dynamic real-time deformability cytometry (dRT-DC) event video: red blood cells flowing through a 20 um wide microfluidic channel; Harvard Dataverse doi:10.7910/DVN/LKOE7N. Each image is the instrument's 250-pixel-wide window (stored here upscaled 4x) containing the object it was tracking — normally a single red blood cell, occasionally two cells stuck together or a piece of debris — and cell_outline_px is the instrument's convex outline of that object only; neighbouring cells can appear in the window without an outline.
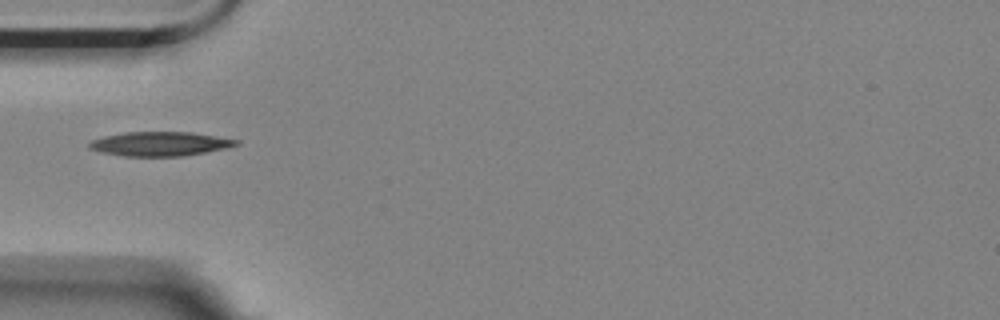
{"species": "Egyptian fruit bat (a non-hibernating species)", "species_latin": "Rousettus aegyptiacus", "temperature_condition": "room temperature", "stored_images_in_passage": 11, "camera_frame_rate_fps": 3000, "um_per_image_px": 0.085, "animal": {"sex": "female"}, "frame": {"image": 1, "passage_image": 1, "time_ms": 0.0, "image_size_px": [1000, 320], "cell_outline_px": [[240, 144], [224, 148], [184, 156], [124, 156], [100, 152], [88, 148], [88, 144], [92, 140], [104, 136], [124, 132], [192, 132], [240, 140]], "centroid_in_image_um": [13.58, 12.22], "position_along_channel_um": 71.4, "area_um2": 20.69}}
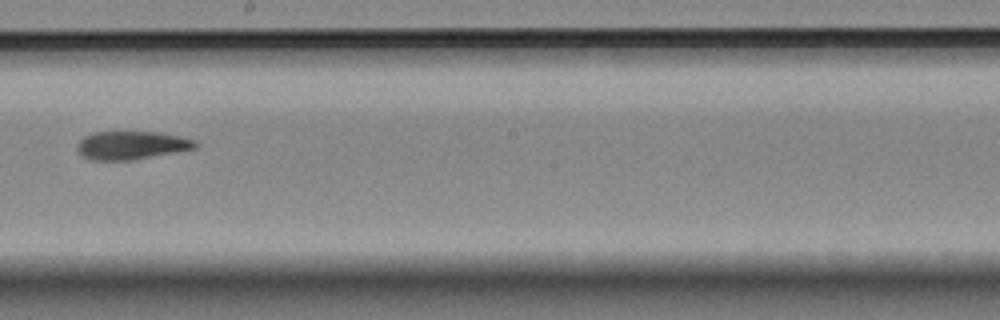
{"frame": {"image": 2, "passage_image": 5, "time_ms": 1.333, "image_size_px": [1000, 320], "cell_outline_px": [[200, 144], [196, 148], [128, 160], [92, 160], [80, 156], [76, 148], [76, 144], [84, 136], [92, 132], [160, 132], [180, 136], [196, 140]], "centroid_in_image_um": [11.14, 12.34], "position_along_channel_um": 237.1, "area_um2": 19.48}}
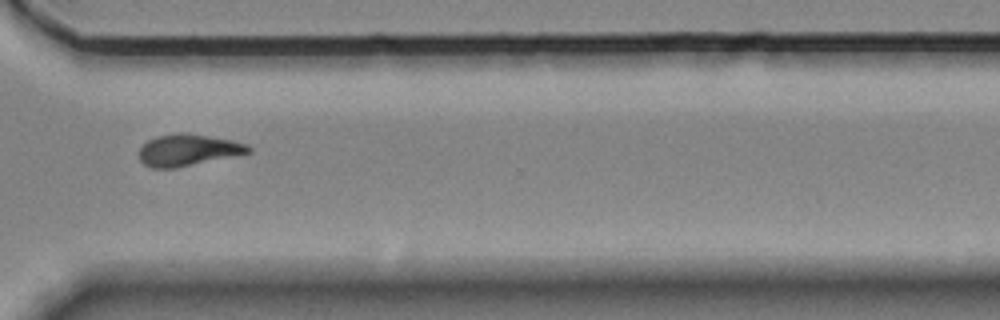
{"frame": {"image": 3, "passage_image": 8, "time_ms": 2.333, "image_size_px": [1000, 320], "cell_outline_px": [[252, 152], [176, 168], [152, 168], [144, 164], [140, 160], [140, 148], [148, 140], [156, 136], [180, 132], [208, 136], [232, 140], [248, 144], [252, 148]], "centroid_in_image_um": [15.99, 12.75], "position_along_channel_um": 354.6, "area_um2": 20.06}}